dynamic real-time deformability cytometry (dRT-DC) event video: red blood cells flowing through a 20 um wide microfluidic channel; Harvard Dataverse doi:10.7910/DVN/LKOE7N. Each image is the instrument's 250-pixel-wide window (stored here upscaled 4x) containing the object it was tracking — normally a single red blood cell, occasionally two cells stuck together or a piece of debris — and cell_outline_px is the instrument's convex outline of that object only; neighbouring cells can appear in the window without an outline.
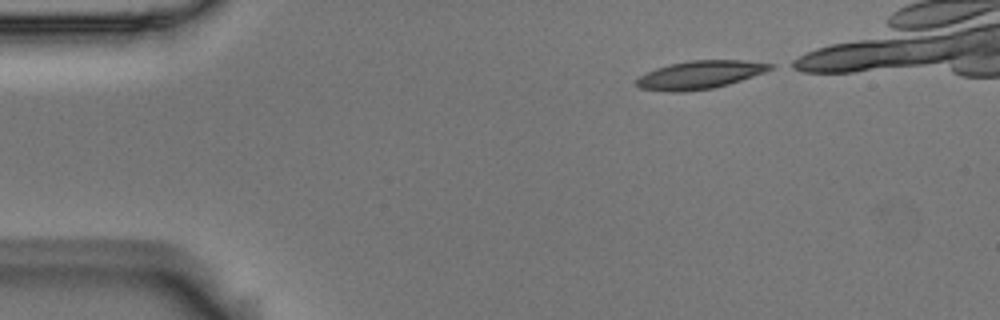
{"species": "Egyptian fruit bat (a non-hibernating species)", "species_latin": "Rousettus aegyptiacus", "temperature_condition": "room temperature", "stored_images_in_passage": 37, "camera_frame_rate_fps": 3000, "um_per_image_px": 0.085, "animal": {"sex": "male"}, "frame": {"image": 1, "passage_image": 1, "time_ms": 0.0, "image_size_px": [1000, 320], "cell_outline_px": [[772, 68], [764, 72], [728, 84], [712, 88], [684, 92], [668, 92], [640, 88], [636, 84], [636, 80], [640, 76], [656, 68], [668, 64], [688, 60], [744, 60], [772, 64]], "centroid_in_image_um": [59.44, 6.36], "position_along_channel_um": 25.6, "area_um2": 21.73}}
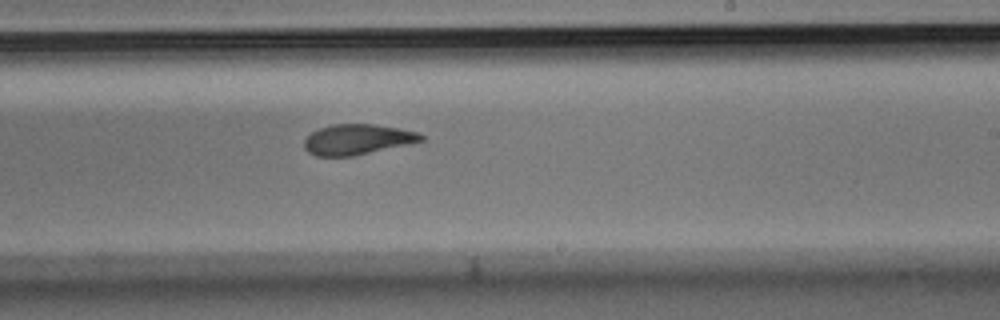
{"frame": {"image": 2, "passage_image": 25, "time_ms": 8.0, "image_size_px": [1000, 320], "cell_outline_px": [[424, 140], [408, 144], [352, 156], [316, 156], [308, 152], [304, 148], [304, 140], [312, 132], [320, 128], [332, 124], [376, 124], [400, 128], [420, 132], [424, 136]], "centroid_in_image_um": [30.39, 11.84], "position_along_channel_um": 258.6, "area_um2": 20.69}}
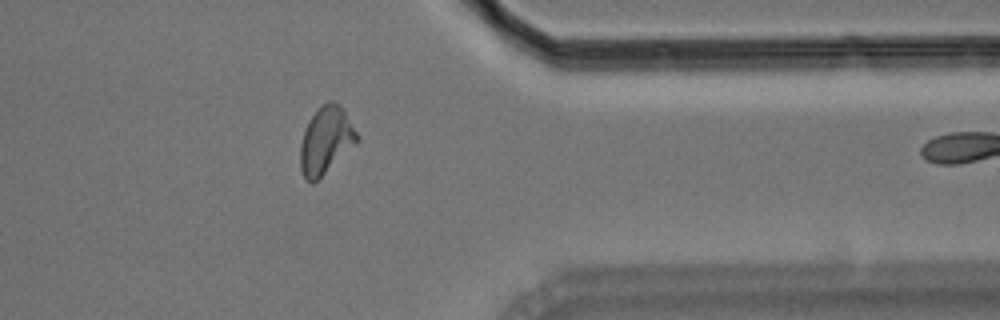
{"frame": {"image": 3, "passage_image": 36, "time_ms": 11.667, "image_size_px": [1000, 320], "cell_outline_px": [[360, 140], [356, 144], [312, 184], [308, 184], [304, 180], [300, 168], [300, 144], [308, 120], [328, 100], [332, 100], [344, 108], [360, 136]], "centroid_in_image_um": [27.71, 11.94], "position_along_channel_um": 383.7, "area_um2": 22.31}}